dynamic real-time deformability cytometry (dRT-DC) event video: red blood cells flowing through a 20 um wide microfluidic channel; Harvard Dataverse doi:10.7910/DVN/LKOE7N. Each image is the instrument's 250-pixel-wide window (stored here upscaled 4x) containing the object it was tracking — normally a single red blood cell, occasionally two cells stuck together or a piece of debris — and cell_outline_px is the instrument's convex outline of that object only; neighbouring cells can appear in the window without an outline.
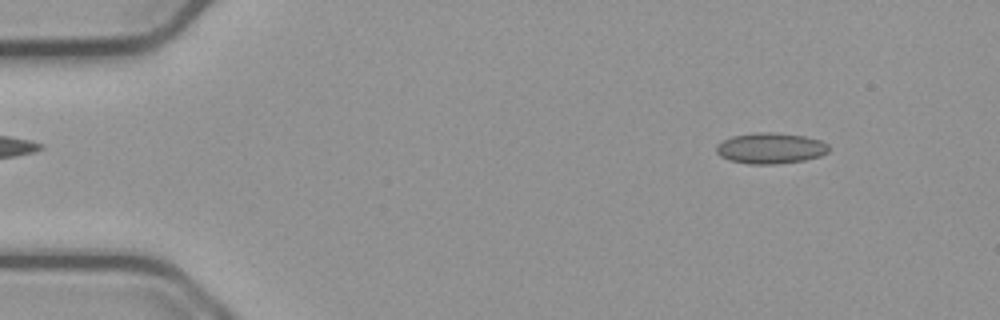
{"species": "common noctule bat (a hibernating species)", "species_latin": "Nyctalus noctula", "temperature_condition": "cold", "stored_images_in_passage": 54, "camera_frame_rate_fps": 3000, "um_per_image_px": 0.085, "animal": {"sex": "male", "body_mass_g": 23.1, "forearm_length_mm": 52.7}, "frame": {"image": 1, "passage_image": 6, "time_ms": 1.667, "image_size_px": [1000, 320], "cell_outline_px": [[828, 152], [820, 156], [804, 160], [776, 164], [748, 164], [728, 160], [720, 156], [716, 152], [716, 144], [732, 136], [756, 132], [772, 132], [804, 136], [820, 140], [828, 144]], "centroid_in_image_um": [65.47, 12.6], "position_along_channel_um": 19.5, "area_um2": 20.29}}
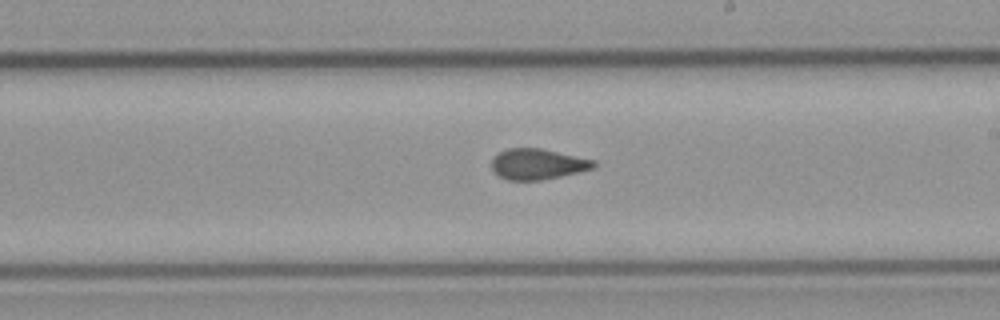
{"frame": {"image": 2, "passage_image": 31, "time_ms": 10.0, "image_size_px": [1000, 320], "cell_outline_px": [[596, 168], [560, 176], [540, 180], [508, 180], [500, 176], [492, 168], [492, 160], [500, 152], [508, 148], [540, 148], [596, 160]], "centroid_in_image_um": [45.74, 13.94], "position_along_channel_um": 243.3, "area_um2": 18.09}}
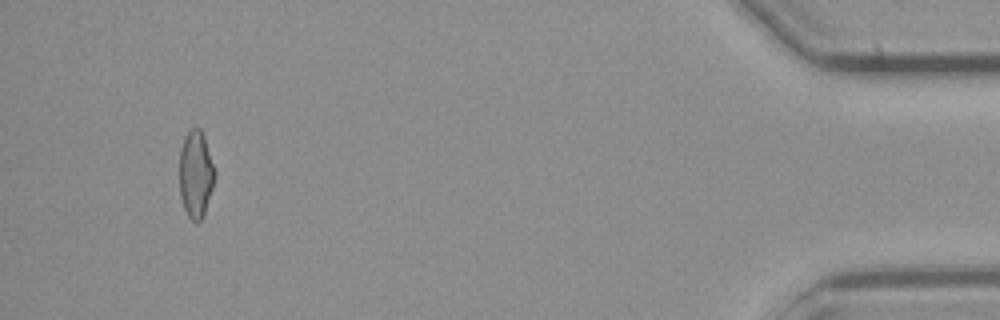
{"frame": {"image": 3, "passage_image": 51, "time_ms": 16.667, "image_size_px": [1000, 320], "cell_outline_px": [[216, 172], [212, 188], [204, 212], [200, 220], [196, 224], [188, 216], [184, 208], [180, 196], [180, 148], [184, 136], [192, 128], [200, 128], [204, 136], [216, 168]], "centroid_in_image_um": [16.64, 14.78], "position_along_channel_um": 418.6, "area_um2": 17.98}, "authors_computed_cell_mechanics": {"area_um2": 18.9295, "velocity_mm_per_s": 3.7868, "shape_relaxation_time_tau1_ms": null, "shape_relaxation_time_tau2_ms": 1.5264, "deformation_change_tau1": null, "deformation_change_tau2": 0.0606}}